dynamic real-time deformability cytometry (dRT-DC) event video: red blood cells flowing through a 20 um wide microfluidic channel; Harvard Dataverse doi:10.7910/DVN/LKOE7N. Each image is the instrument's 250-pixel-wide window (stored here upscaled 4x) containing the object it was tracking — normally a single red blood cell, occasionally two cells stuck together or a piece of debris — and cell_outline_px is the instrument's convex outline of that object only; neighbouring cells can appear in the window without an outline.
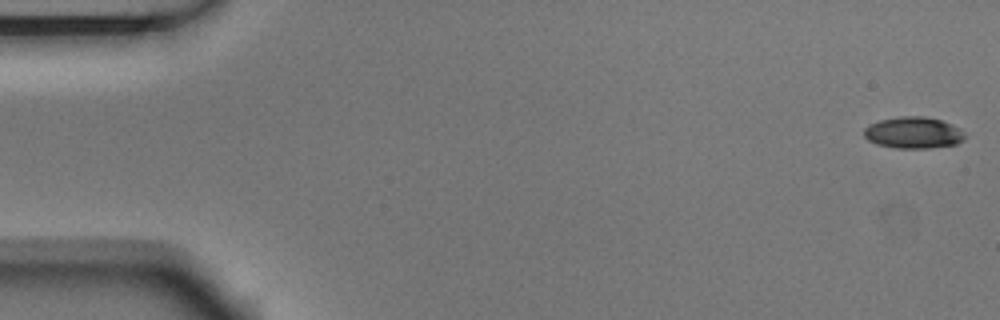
{"species": "Egyptian fruit bat (a non-hibernating species)", "species_latin": "Rousettus aegyptiacus", "temperature_condition": "room temperature", "stored_images_in_passage": 54, "camera_frame_rate_fps": 3000, "um_per_image_px": 0.085, "animal": {"sex": "male"}, "frame": {"image": 1, "passage_image": 1, "time_ms": 0.0, "image_size_px": [1000, 320], "cell_outline_px": [[964, 140], [956, 144], [928, 148], [896, 148], [876, 144], [868, 140], [864, 136], [864, 128], [868, 124], [880, 120], [900, 116], [924, 116], [940, 120], [952, 124], [960, 128], [964, 132]], "centroid_in_image_um": [77.62, 11.27], "position_along_channel_um": 7.4, "area_um2": 18.61}}
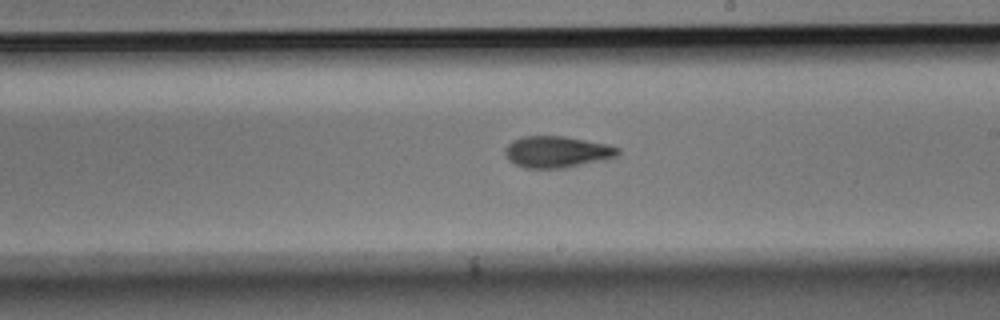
{"frame": {"image": 2, "passage_image": 31, "time_ms": 10.0, "image_size_px": [1000, 320], "cell_outline_px": [[620, 152], [616, 156], [604, 160], [568, 168], [524, 168], [508, 160], [504, 152], [508, 144], [512, 140], [524, 136], [564, 136], [608, 144], [620, 148]], "centroid_in_image_um": [47.35, 12.91], "position_along_channel_um": 241.6, "area_um2": 20.87}}
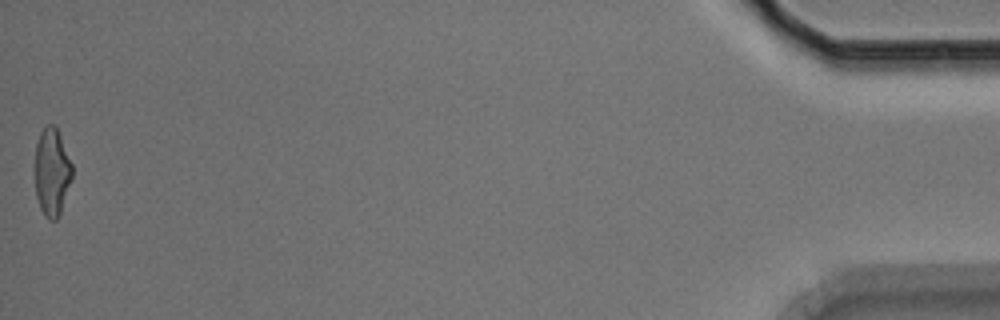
{"frame": {"image": 3, "passage_image": 54, "time_ms": 17.667, "image_size_px": [1000, 320], "cell_outline_px": [[72, 180], [60, 212], [56, 220], [48, 220], [44, 216], [40, 208], [36, 196], [36, 144], [40, 132], [48, 124], [52, 124], [56, 128], [60, 136], [72, 164]], "centroid_in_image_um": [4.42, 14.65], "position_along_channel_um": 430.8, "area_um2": 18.79}, "authors_computed_cell_mechanics": {"area_um2": 19.6809, "velocity_mm_per_s": 3.7333, "shape_relaxation_time_tau1_ms": 4.8393, "shape_relaxation_time_tau2_ms": 3.0439, "deformation_change_tau1": 0.166, "deformation_change_tau2": 0.1098}}